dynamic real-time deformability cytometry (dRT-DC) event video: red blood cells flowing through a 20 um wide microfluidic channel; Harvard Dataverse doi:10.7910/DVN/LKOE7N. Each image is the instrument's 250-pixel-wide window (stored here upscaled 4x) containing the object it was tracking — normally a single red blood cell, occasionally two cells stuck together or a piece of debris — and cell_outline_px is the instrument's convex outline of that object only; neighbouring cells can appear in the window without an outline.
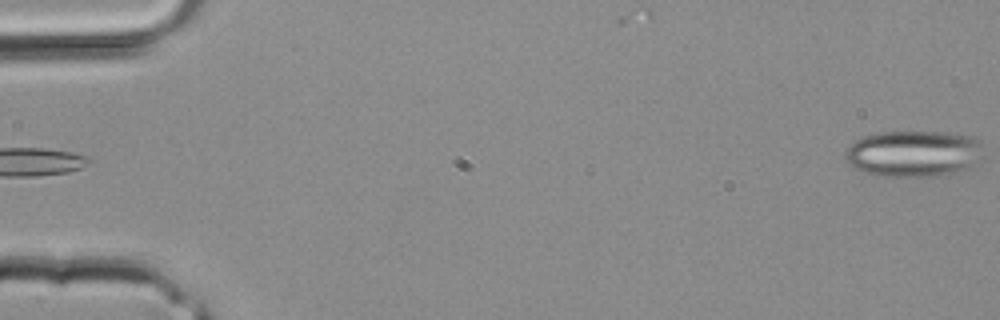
{"species": "common noctule bat (a hibernating species)", "species_latin": "Nyctalus noctula", "temperature_condition": "room temperature", "stored_images_in_passage": 3, "segment_of_instrument_passage": [2, 2], "camera_frame_rate_fps": 3000, "um_per_image_px": 0.085, "animal": {"sex": "male", "body_mass_g": 20.4}, "frame": {"image": 1, "passage_image": 3, "time_ms": 0.667, "image_size_px": [1000, 320], "cell_outline_px": [[984, 160], [968, 168], [944, 176], [876, 176], [864, 172], [848, 164], [844, 156], [844, 148], [856, 140], [864, 136], [880, 132], [948, 132], [972, 136], [980, 140], [984, 144]], "centroid_in_image_um": [77.72, 13.06], "position_along_channel_um": 7.3, "area_um2": 38.26}}